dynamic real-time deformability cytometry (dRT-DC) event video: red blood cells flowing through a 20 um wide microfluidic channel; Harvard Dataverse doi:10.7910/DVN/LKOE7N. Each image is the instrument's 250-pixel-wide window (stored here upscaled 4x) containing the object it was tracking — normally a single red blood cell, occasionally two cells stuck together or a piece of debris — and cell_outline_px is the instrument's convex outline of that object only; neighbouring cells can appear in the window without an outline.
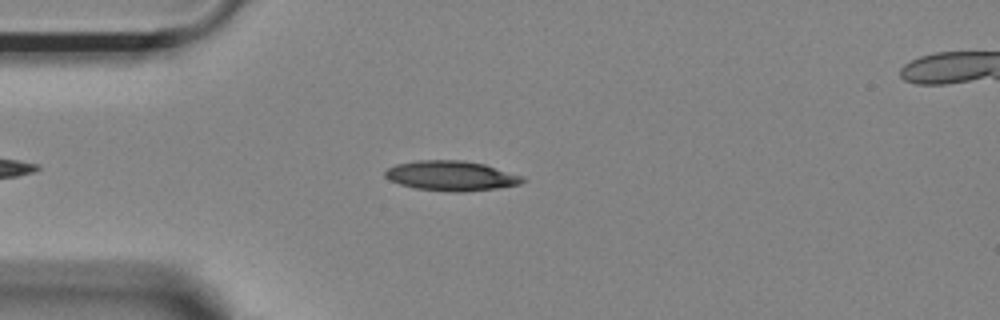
{"species": "Egyptian fruit bat (a non-hibernating species)", "species_latin": "Rousettus aegyptiacus", "temperature_condition": "room temperature", "stored_images_in_passage": 38, "camera_frame_rate_fps": 3000, "um_per_image_px": 0.085, "animal": {"sex": "female"}, "frame": {"image": 1, "passage_image": 5, "time_ms": 1.333, "image_size_px": [1000, 320], "cell_outline_px": [[528, 180], [520, 184], [496, 188], [464, 192], [452, 192], [416, 188], [400, 184], [384, 176], [384, 172], [388, 168], [396, 164], [416, 160], [464, 160], [484, 164], [524, 176]], "centroid_in_image_um": [38.39, 14.94], "position_along_channel_um": 46.6, "area_um2": 23.99}}
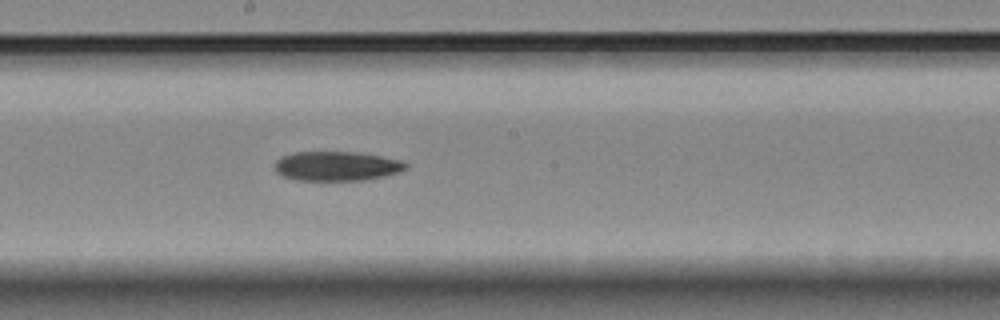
{"frame": {"image": 2, "passage_image": 20, "time_ms": 6.333, "image_size_px": [1000, 320], "cell_outline_px": [[408, 168], [400, 172], [384, 176], [364, 180], [296, 180], [284, 176], [276, 172], [276, 160], [280, 156], [296, 152], [356, 152], [380, 156], [400, 160], [408, 164]], "centroid_in_image_um": [28.63, 14.12], "position_along_channel_um": 219.6, "area_um2": 22.43}}
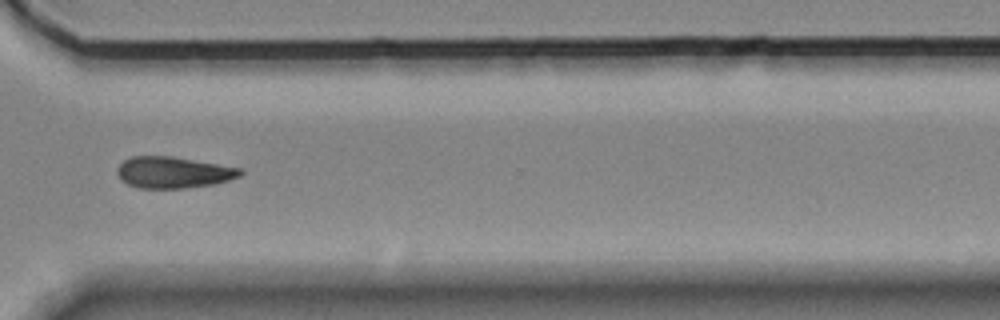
{"frame": {"image": 3, "passage_image": 31, "time_ms": 10.0, "image_size_px": [1000, 320], "cell_outline_px": [[244, 172], [240, 176], [216, 184], [184, 188], [136, 188], [120, 180], [116, 172], [116, 168], [124, 160], [132, 156], [172, 156], [240, 168]], "centroid_in_image_um": [14.7, 14.66], "position_along_channel_um": 355.9, "area_um2": 22.6}, "authors_computed_cell_mechanics": {"area_um2": 22.831, "velocity_mm_per_s": 3.719, "shape_relaxation_time_tau1_ms": 7.1855, "shape_relaxation_time_tau2_ms": null, "deformation_change_tau1": 0.1366, "deformation_change_tau2": null}}